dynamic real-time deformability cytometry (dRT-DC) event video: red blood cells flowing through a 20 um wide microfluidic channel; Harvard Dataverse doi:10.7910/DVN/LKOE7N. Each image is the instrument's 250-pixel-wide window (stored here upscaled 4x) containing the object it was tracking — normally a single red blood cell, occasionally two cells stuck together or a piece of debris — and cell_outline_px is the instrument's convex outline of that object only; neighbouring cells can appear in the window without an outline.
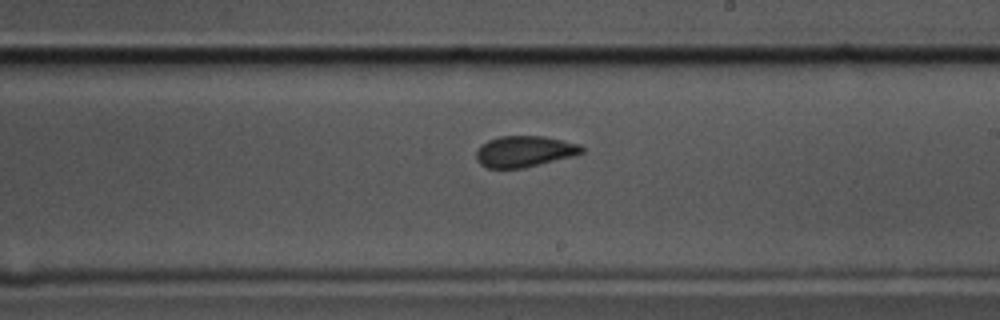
{"species": "common noctule bat (a hibernating species)", "species_latin": "Nyctalus noctula", "temperature_condition": "cold", "stored_images_in_passage": 57, "camera_frame_rate_fps": 3000, "um_per_image_px": 0.085, "animal": {"sex": "male", "body_mass_g": 17.5, "forearm_length_mm": 52.3}, "frame": {"image": 1, "passage_image": 33, "time_ms": 10.667, "image_size_px": [1000, 320], "cell_outline_px": [[584, 152], [572, 156], [524, 168], [488, 168], [480, 164], [476, 160], [476, 152], [480, 144], [488, 140], [500, 136], [544, 136], [580, 144], [584, 148]], "centroid_in_image_um": [44.55, 12.87], "position_along_channel_um": 244.4, "area_um2": 19.19}}
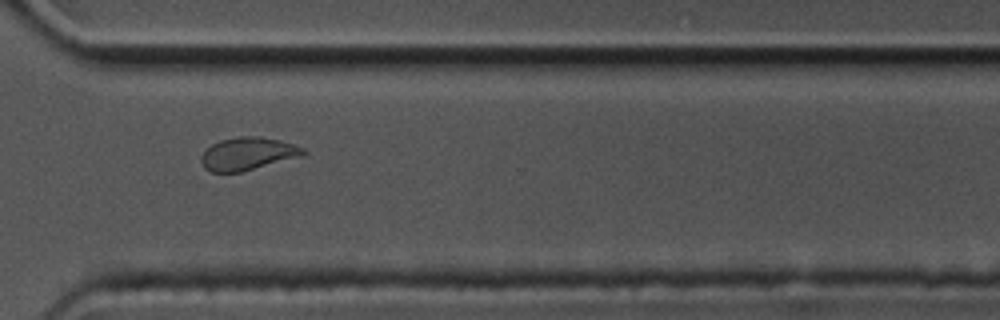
{"frame": {"image": 2, "passage_image": 42, "time_ms": 13.667, "image_size_px": [1000, 320], "cell_outline_px": [[308, 152], [304, 156], [240, 172], [208, 172], [204, 168], [200, 160], [200, 156], [212, 144], [220, 140], [240, 136], [260, 136], [280, 140], [304, 148]], "centroid_in_image_um": [21.07, 13.07], "position_along_channel_um": 349.5, "area_um2": 19.65}}
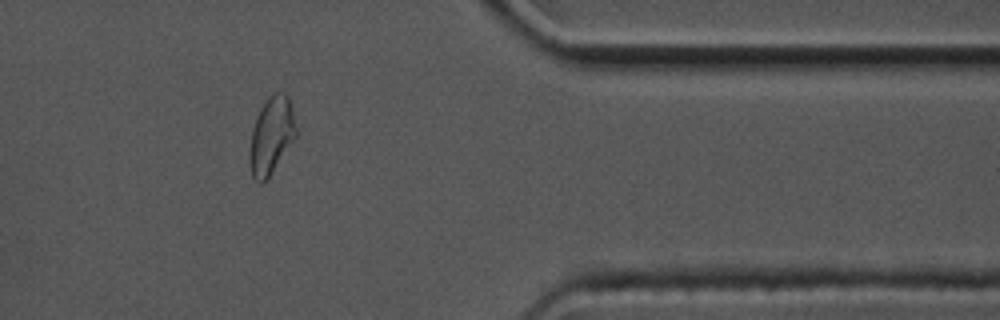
{"frame": {"image": 3, "passage_image": 47, "time_ms": 15.333, "image_size_px": [1000, 320], "cell_outline_px": [[296, 136], [268, 176], [260, 184], [252, 176], [248, 160], [248, 156], [252, 128], [260, 108], [268, 96], [272, 92], [284, 92], [288, 96], [292, 108], [296, 128]], "centroid_in_image_um": [23.04, 11.47], "position_along_channel_um": 388.4, "area_um2": 20.63}, "authors_computed_cell_mechanics": {"area_um2": 19.8254, "velocity_mm_per_s": 3.5076, "shape_relaxation_time_tau1_ms": null, "shape_relaxation_time_tau2_ms": 1.391, "deformation_change_tau1": null, "deformation_change_tau2": 0.0538}}